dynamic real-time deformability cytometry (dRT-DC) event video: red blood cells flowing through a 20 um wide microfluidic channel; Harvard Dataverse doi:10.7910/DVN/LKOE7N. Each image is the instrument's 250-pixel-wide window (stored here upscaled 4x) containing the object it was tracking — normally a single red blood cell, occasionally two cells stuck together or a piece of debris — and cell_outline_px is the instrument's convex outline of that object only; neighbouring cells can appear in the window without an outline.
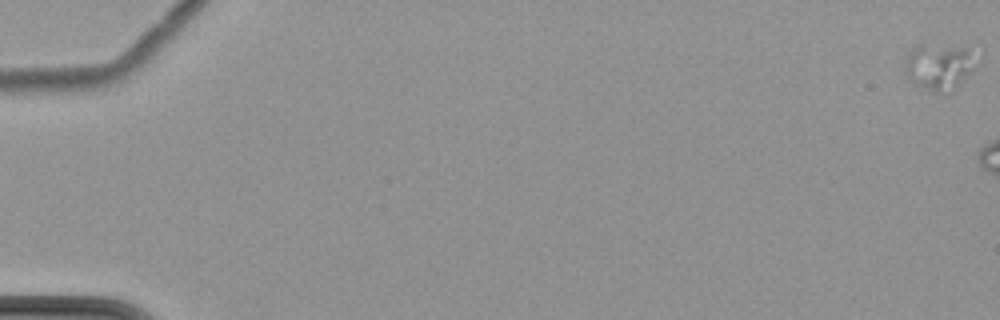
{"species": "common noctule bat (a hibernating species)", "species_latin": "Nyctalus noctula", "temperature_condition": "cold", "stored_images_in_passage": 5, "camera_frame_rate_fps": 3000, "um_per_image_px": 0.085, "animal": {"sex": "female", "body_mass_g": 22.7, "forearm_length_mm": 54.2}, "frame": {"image": 1, "passage_image": 1, "time_ms": 0.0, "image_size_px": [1000, 320], "cell_outline_px": [[972, 68], [956, 88], [948, 96], [944, 96], [916, 84], [908, 80], [904, 68], [904, 60], [912, 48], [916, 44], [924, 44], [968, 48]], "centroid_in_image_um": [79.7, 5.71], "position_along_channel_um": 5.3, "area_um2": 18.9}}